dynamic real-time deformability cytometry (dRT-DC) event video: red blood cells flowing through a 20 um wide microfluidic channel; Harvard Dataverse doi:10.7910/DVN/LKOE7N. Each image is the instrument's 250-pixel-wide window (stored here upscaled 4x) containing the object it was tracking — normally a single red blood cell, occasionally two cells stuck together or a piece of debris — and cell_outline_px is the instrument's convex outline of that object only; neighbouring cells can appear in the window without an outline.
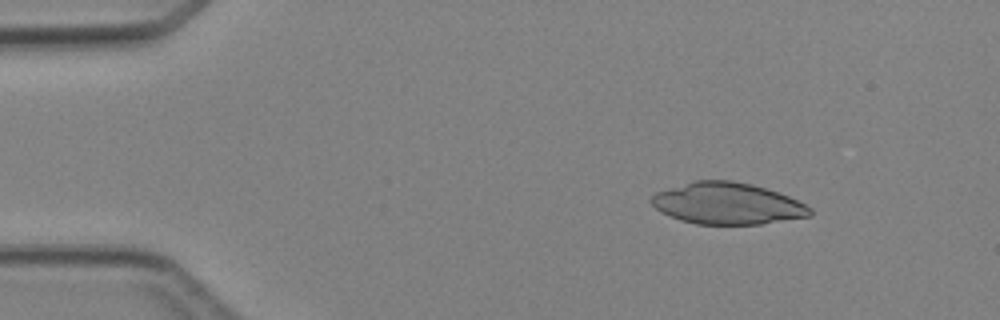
{"species": "Egyptian fruit bat (a non-hibernating species)", "species_latin": "Rousettus aegyptiacus", "temperature_condition": "cold", "stored_images_in_passage": 5, "segment_of_instrument_passage": [2, 2], "camera_frame_rate_fps": 3000, "um_per_image_px": 0.085, "animal": {"sex": "female"}, "frame": {"image": 1, "passage_image": 5, "time_ms": 5.667, "image_size_px": [1000, 320], "cell_outline_px": [[812, 216], [760, 224], [696, 224], [680, 220], [668, 216], [660, 212], [648, 200], [656, 192], [692, 180], [732, 180], [752, 184], [768, 188], [788, 196], [812, 208]], "centroid_in_image_um": [61.8, 17.29], "position_along_channel_um": 23.2, "area_um2": 38.73}}